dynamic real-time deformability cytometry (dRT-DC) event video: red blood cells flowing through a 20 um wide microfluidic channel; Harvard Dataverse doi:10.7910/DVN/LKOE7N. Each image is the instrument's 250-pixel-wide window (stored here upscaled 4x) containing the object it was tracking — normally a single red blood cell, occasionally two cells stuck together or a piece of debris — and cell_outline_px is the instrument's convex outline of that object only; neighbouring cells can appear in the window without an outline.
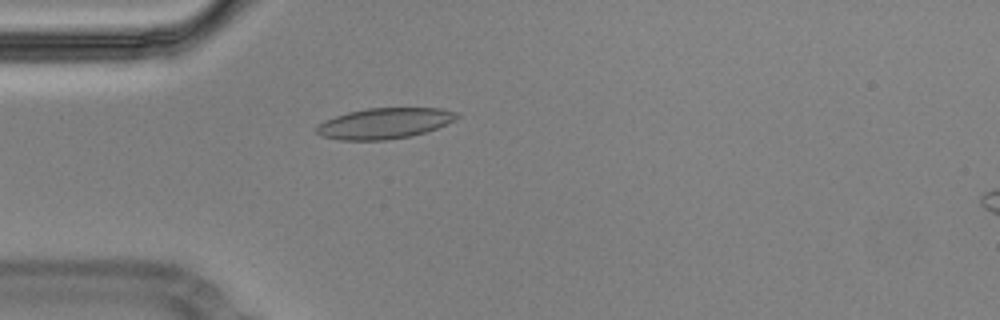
{"species": "Egyptian fruit bat (a non-hibernating species)", "species_latin": "Rousettus aegyptiacus", "temperature_condition": "cold", "stored_images_in_passage": 48, "camera_frame_rate_fps": 3000, "um_per_image_px": 0.085, "animal": {"sex": "male"}, "frame": {"image": 1, "passage_image": 8, "time_ms": 2.333, "image_size_px": [1000, 320], "cell_outline_px": [[460, 116], [456, 120], [436, 128], [412, 136], [384, 140], [340, 140], [320, 136], [316, 132], [316, 128], [320, 124], [336, 116], [348, 112], [368, 108], [440, 108], [456, 112]], "centroid_in_image_um": [32.7, 10.49], "position_along_channel_um": 52.3, "area_um2": 24.97}}